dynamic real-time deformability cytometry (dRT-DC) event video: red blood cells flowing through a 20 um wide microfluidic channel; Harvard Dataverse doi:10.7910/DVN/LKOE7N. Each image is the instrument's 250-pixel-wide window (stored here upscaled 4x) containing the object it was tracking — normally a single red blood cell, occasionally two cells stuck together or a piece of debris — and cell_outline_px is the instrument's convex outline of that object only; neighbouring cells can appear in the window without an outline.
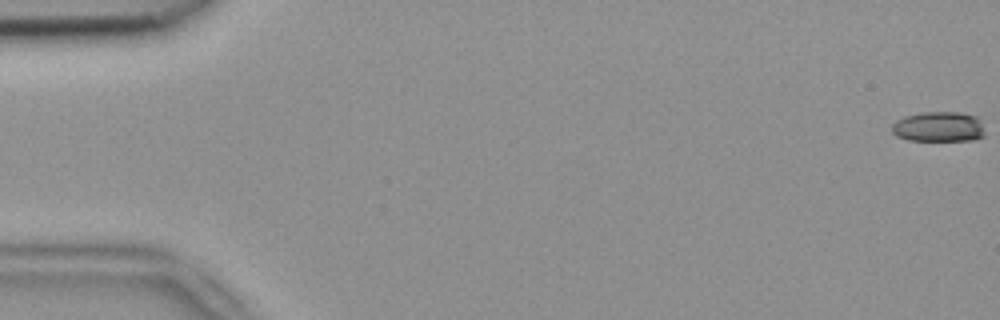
{"species": "common noctule bat (a hibernating species)", "species_latin": "Nyctalus noctula", "temperature_condition": "room temperature", "stored_images_in_passage": 5, "camera_frame_rate_fps": 3000, "um_per_image_px": 0.085, "animal": {"sex": "female", "body_mass_g": 18.4}, "frame": {"image": 1, "passage_image": 1, "time_ms": 0.0, "image_size_px": [1000, 320], "cell_outline_px": [[984, 136], [976, 140], [908, 140], [896, 136], [892, 132], [892, 124], [896, 120], [904, 116], [924, 112], [960, 112], [976, 116], [980, 120], [984, 128]], "centroid_in_image_um": [79.8, 10.77], "position_along_channel_um": 5.2, "area_um2": 16.47}}
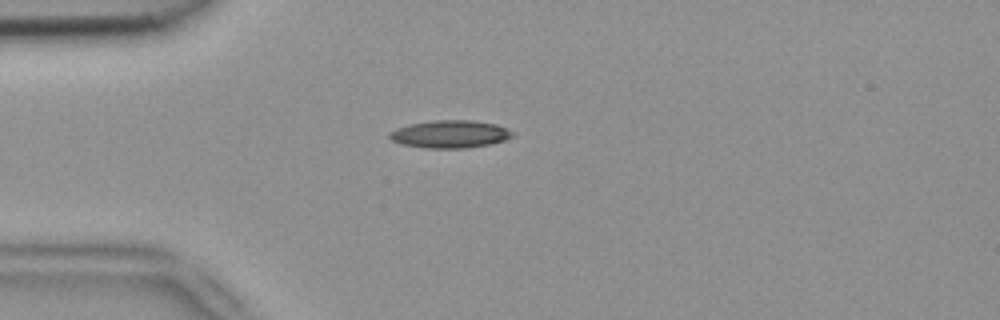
{"frame": {"image": 2, "passage_image": 5, "time_ms": 1.333, "image_size_px": [1000, 320], "cell_outline_px": [[516, 136], [492, 144], [468, 148], [424, 148], [400, 144], [392, 140], [388, 136], [388, 132], [396, 128], [408, 124], [432, 120], [472, 120], [496, 124], [508, 128], [516, 132]], "centroid_in_image_um": [38.28, 11.4], "position_along_channel_um": 46.7, "area_um2": 20.29}}